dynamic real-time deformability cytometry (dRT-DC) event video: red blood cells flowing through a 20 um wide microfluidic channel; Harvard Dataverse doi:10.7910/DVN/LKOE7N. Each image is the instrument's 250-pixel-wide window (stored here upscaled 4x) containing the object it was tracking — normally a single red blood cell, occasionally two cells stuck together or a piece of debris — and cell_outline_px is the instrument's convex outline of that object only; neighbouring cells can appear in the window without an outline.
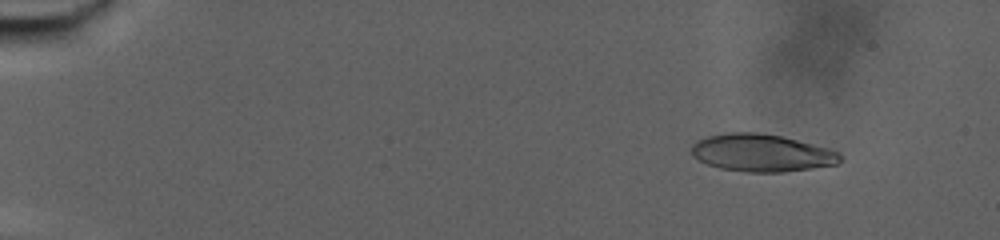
{"species": "human", "species_latin": "Homo sapiens", "temperature_condition": "warm", "stored_images_in_passage": 78, "camera_frame_rate_fps": 3000, "um_per_image_px": 0.085, "donor": {"sex": "male"}, "frame": {"image": 1, "passage_image": 10, "time_ms": 3.0, "image_size_px": [1000, 240], "cell_outline_px": [[840, 160], [836, 164], [812, 168], [784, 172], [748, 172], [720, 168], [708, 164], [692, 156], [692, 144], [696, 140], [708, 136], [728, 132], [756, 132], [780, 136], [828, 148], [840, 152]], "centroid_in_image_um": [64.71, 12.99], "position_along_channel_um": 20.3, "area_um2": 32.25}}
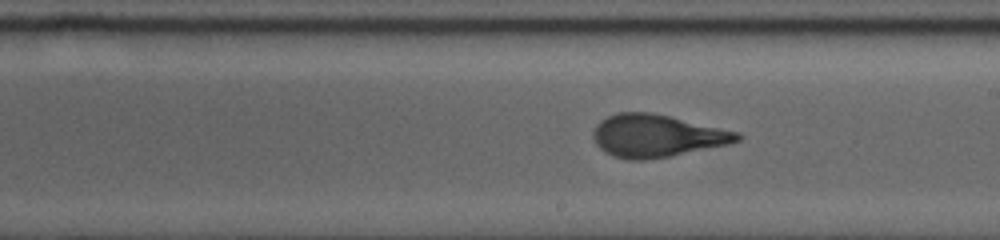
{"frame": {"image": 2, "passage_image": 48, "time_ms": 15.667, "image_size_px": [1000, 240], "cell_outline_px": [[744, 136], [740, 140], [728, 144], [668, 156], [644, 160], [628, 160], [612, 156], [604, 152], [596, 144], [592, 136], [592, 132], [596, 124], [600, 120], [608, 116], [620, 112], [652, 112], [740, 132]], "centroid_in_image_um": [55.8, 11.54], "position_along_channel_um": 233.2, "area_um2": 35.72}}
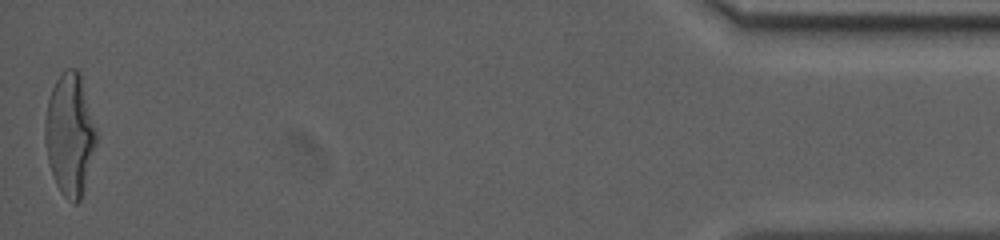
{"frame": {"image": 3, "passage_image": 78, "time_ms": 25.667, "image_size_px": [1000, 240], "cell_outline_px": [[100, 136], [80, 200], [76, 204], [72, 204], [60, 192], [56, 184], [48, 160], [44, 136], [44, 120], [48, 100], [52, 88], [56, 80], [64, 68], [76, 68], [80, 72]], "centroid_in_image_um": [5.97, 11.4], "position_along_channel_um": 429.2, "area_um2": 37.28}, "authors_computed_cell_mechanics": {"area_um2": 34.7089, "velocity_mm_per_s": 2.7605, "shape_relaxation_time_tau1_ms": 8.3427, "shape_relaxation_time_tau2_ms": 1.0832, "deformation_change_tau1": 0.3027, "deformation_change_tau2": 0.0851}}